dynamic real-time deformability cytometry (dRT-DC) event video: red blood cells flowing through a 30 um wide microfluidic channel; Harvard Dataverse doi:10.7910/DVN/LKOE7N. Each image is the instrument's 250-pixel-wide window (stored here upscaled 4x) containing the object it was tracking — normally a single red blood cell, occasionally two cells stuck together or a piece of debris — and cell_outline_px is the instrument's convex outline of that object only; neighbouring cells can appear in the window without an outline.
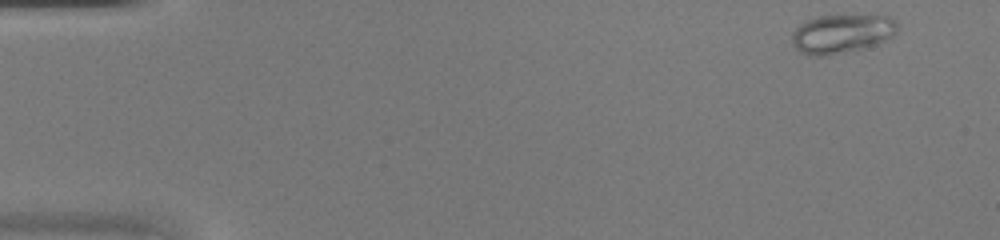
{"species": "common noctule bat (a hibernating species)", "species_latin": "Nyctalus noctula", "temperature_condition": "warm", "stored_images_in_passage": 10, "camera_frame_rate_fps": 3000, "um_per_image_px": 0.085, "animal": {"sex": "female", "body_mass_g": 20.0, "forearm_length_mm": 54.0}, "frame": {"image": 1, "passage_image": 2, "time_ms": 0.333, "image_size_px": [1000, 240], "cell_outline_px": [[900, 24], [896, 32], [892, 36], [884, 40], [860, 48], [828, 56], [808, 56], [800, 52], [792, 44], [792, 32], [800, 24], [808, 20], [820, 16], [888, 16], [896, 20]], "centroid_in_image_um": [71.53, 2.87], "position_along_channel_um": 13.5, "area_um2": 23.64}}